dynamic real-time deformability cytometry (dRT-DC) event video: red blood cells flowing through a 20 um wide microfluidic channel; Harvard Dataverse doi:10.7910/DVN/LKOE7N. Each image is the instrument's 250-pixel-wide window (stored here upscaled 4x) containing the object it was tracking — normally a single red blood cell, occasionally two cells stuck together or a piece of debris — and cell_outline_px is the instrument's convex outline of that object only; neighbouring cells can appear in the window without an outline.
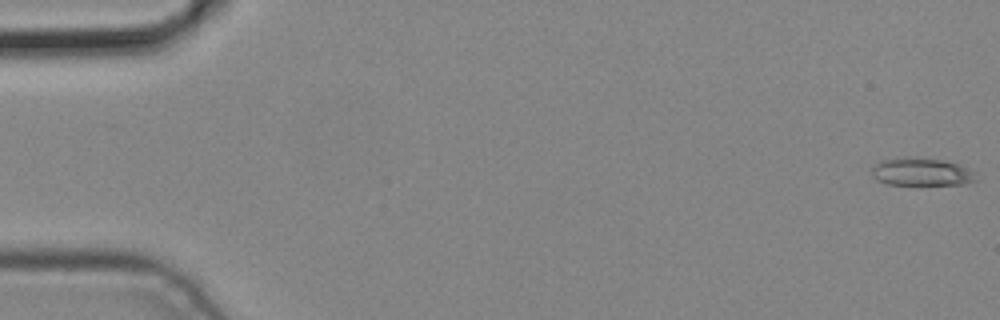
{"species": "common noctule bat (a hibernating species)", "species_latin": "Nyctalus noctula", "temperature_condition": "cold", "stored_images_in_passage": 4, "camera_frame_rate_fps": 3000, "um_per_image_px": 0.085, "animal": {"sex": "male", "body_mass_g": 19.2, "forearm_length_mm": 51.8}, "frame": {"image": 1, "passage_image": 1, "time_ms": 0.0, "image_size_px": [1000, 320], "cell_outline_px": [[976, 180], [964, 184], [888, 184], [876, 180], [872, 176], [872, 164], [880, 160], [908, 156], [944, 160], [960, 164], [972, 172]], "centroid_in_image_um": [78.25, 14.59], "position_along_channel_um": 6.8, "area_um2": 16.94}}